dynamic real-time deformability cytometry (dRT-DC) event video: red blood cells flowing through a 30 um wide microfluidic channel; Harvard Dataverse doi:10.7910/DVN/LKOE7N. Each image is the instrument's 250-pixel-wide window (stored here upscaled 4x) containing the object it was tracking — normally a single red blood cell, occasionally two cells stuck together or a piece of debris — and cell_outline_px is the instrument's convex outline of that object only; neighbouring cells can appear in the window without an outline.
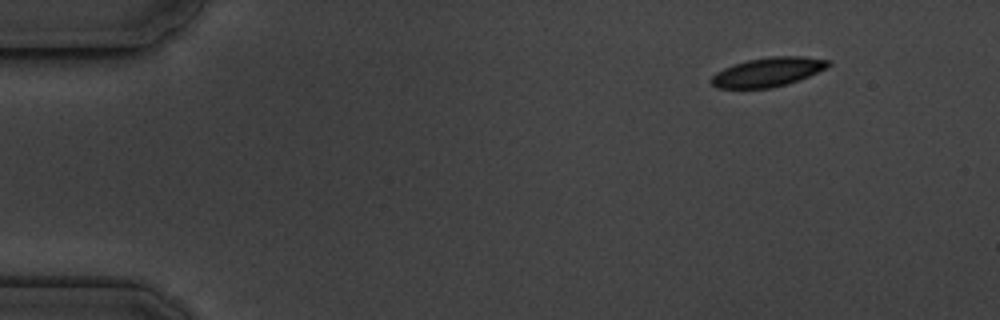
{"species": "common noctule bat (a hibernating species)", "species_latin": "Nyctalus noctula", "temperature_condition": "cold", "stored_images_in_passage": 3, "camera_frame_rate_fps": 3000, "um_per_image_px": 0.085, "animal": {"sex": "male", "body_mass_g": 19.5, "forearm_length_mm": 54.6}, "frame": {"image": 1, "passage_image": 1, "time_ms": 0.0, "image_size_px": [1000, 320], "cell_outline_px": [[832, 64], [828, 68], [808, 76], [784, 84], [768, 88], [716, 88], [712, 84], [712, 76], [716, 72], [732, 64], [748, 60], [768, 56], [804, 56], [832, 60]], "centroid_in_image_um": [65.3, 6.1], "position_along_channel_um": 19.7, "area_um2": 19.83}}